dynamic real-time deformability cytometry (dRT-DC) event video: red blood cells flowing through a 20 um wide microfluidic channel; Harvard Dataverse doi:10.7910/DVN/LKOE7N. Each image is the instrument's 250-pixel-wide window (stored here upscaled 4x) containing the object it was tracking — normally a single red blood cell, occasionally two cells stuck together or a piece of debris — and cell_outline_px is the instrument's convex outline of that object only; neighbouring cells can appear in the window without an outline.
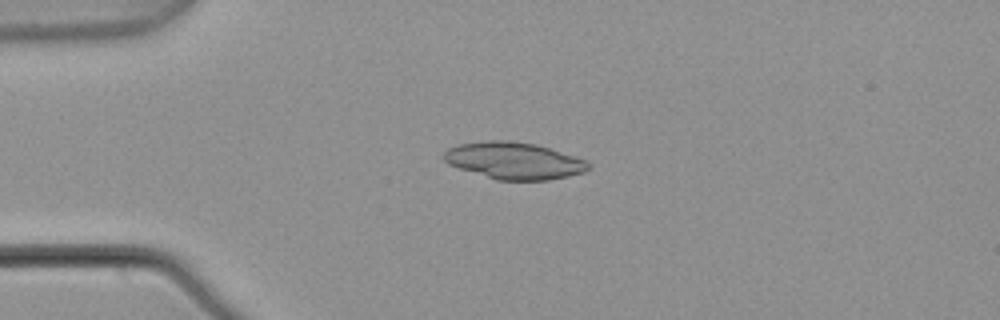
{"species": "common noctule bat (a hibernating species)", "species_latin": "Nyctalus noctula", "temperature_condition": "warm", "stored_images_in_passage": 6, "camera_frame_rate_fps": 3000, "um_per_image_px": 0.085, "animal": {"sex": "male", "body_mass_g": 21.5, "forearm_length_mm": 52.0}, "frame": {"image": 1, "passage_image": 3, "time_ms": 0.667, "image_size_px": [1000, 320], "cell_outline_px": [[592, 168], [584, 172], [568, 176], [548, 180], [496, 180], [448, 164], [444, 160], [444, 152], [448, 148], [460, 144], [488, 140], [508, 140], [536, 144], [576, 156], [588, 160], [592, 164]], "centroid_in_image_um": [43.75, 13.66], "position_along_channel_um": 41.3, "area_um2": 31.21}}
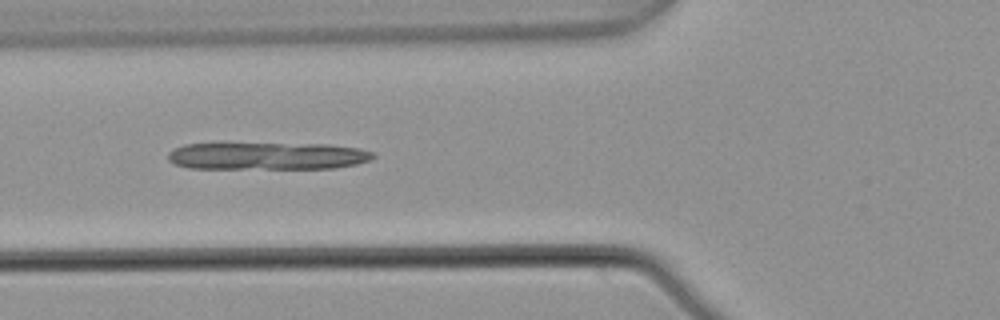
{"frame": {"image": 2, "passage_image": 5, "time_ms": 1.333, "image_size_px": [1000, 320], "cell_outline_px": [[376, 156], [372, 160], [356, 164], [336, 168], [188, 168], [176, 164], [168, 160], [168, 152], [184, 144], [328, 144], [360, 148], [372, 152]], "centroid_in_image_um": [22.77, 13.26], "position_along_channel_um": 103.0, "area_um2": 32.54}}
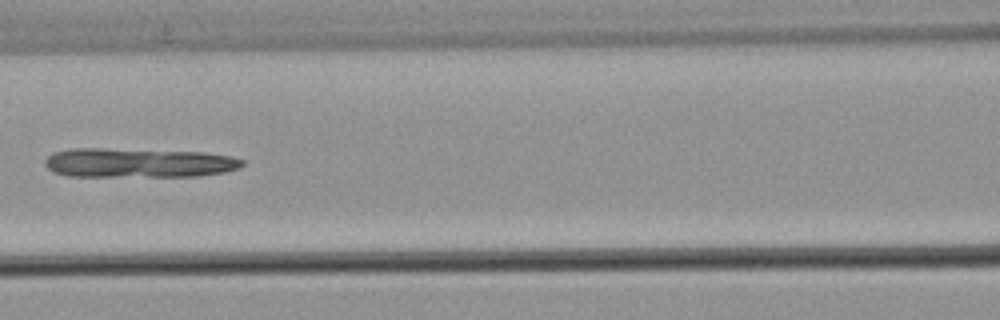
{"frame": {"image": 3, "passage_image": 6, "time_ms": 1.667, "image_size_px": [1000, 320], "cell_outline_px": [[244, 164], [240, 168], [224, 172], [200, 176], [68, 176], [52, 172], [44, 164], [44, 160], [52, 152], [72, 148], [104, 148], [204, 152], [232, 156], [244, 160]], "centroid_in_image_um": [11.76, 13.83], "position_along_channel_um": 154.8, "area_um2": 34.16}}